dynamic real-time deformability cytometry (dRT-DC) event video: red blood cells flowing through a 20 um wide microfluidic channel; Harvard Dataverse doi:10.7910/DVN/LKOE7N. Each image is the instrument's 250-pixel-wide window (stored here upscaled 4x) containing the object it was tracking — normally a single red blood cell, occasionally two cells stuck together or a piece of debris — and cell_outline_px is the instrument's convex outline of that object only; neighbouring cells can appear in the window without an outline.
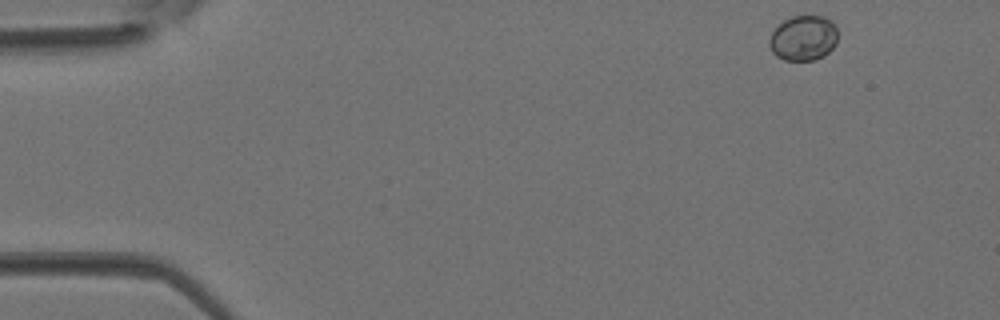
{"species": "Egyptian fruit bat (a non-hibernating species)", "species_latin": "Rousettus aegyptiacus", "temperature_condition": "room temperature", "stored_images_in_passage": 36, "camera_frame_rate_fps": 3000, "um_per_image_px": 0.085, "animal": {"sex": "female"}, "frame": {"image": 1, "passage_image": 1, "time_ms": 0.0, "image_size_px": [1000, 320], "cell_outline_px": [[836, 44], [824, 56], [812, 60], [784, 60], [776, 56], [772, 52], [768, 44], [768, 40], [772, 32], [784, 20], [792, 16], [824, 16], [836, 28]], "centroid_in_image_um": [68.25, 3.25], "position_along_channel_um": 16.7, "area_um2": 17.86}}
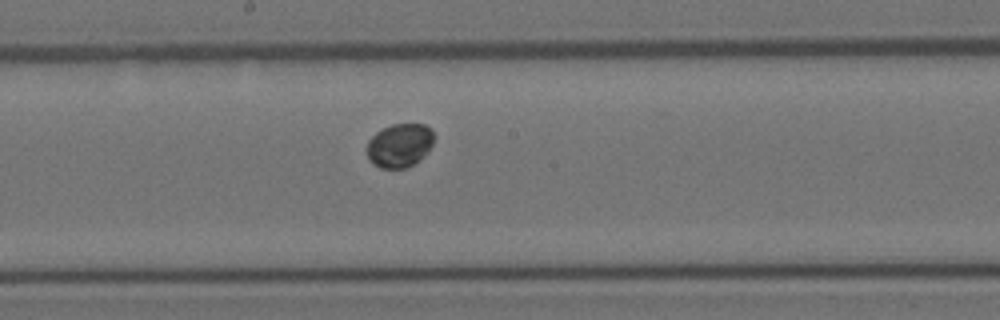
{"frame": {"image": 2, "passage_image": 20, "time_ms": 6.333, "image_size_px": [1000, 320], "cell_outline_px": [[432, 144], [428, 152], [420, 160], [408, 168], [380, 168], [372, 164], [368, 160], [364, 148], [368, 140], [376, 132], [392, 124], [424, 124], [432, 128]], "centroid_in_image_um": [33.92, 12.38], "position_along_channel_um": 214.3, "area_um2": 17.46}}
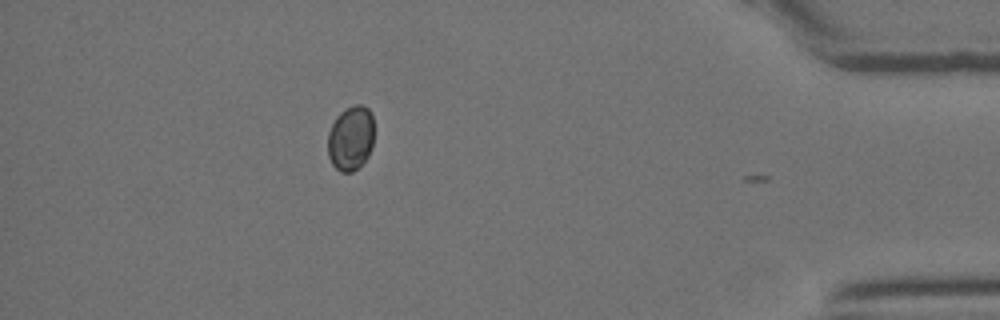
{"frame": {"image": 3, "passage_image": 35, "time_ms": 11.333, "image_size_px": [1000, 320], "cell_outline_px": [[372, 148], [368, 156], [352, 172], [340, 172], [332, 164], [328, 156], [328, 132], [336, 116], [340, 112], [356, 104], [364, 104], [368, 108], [372, 116]], "centroid_in_image_um": [29.79, 11.74], "position_along_channel_um": 405.4, "area_um2": 17.34}}